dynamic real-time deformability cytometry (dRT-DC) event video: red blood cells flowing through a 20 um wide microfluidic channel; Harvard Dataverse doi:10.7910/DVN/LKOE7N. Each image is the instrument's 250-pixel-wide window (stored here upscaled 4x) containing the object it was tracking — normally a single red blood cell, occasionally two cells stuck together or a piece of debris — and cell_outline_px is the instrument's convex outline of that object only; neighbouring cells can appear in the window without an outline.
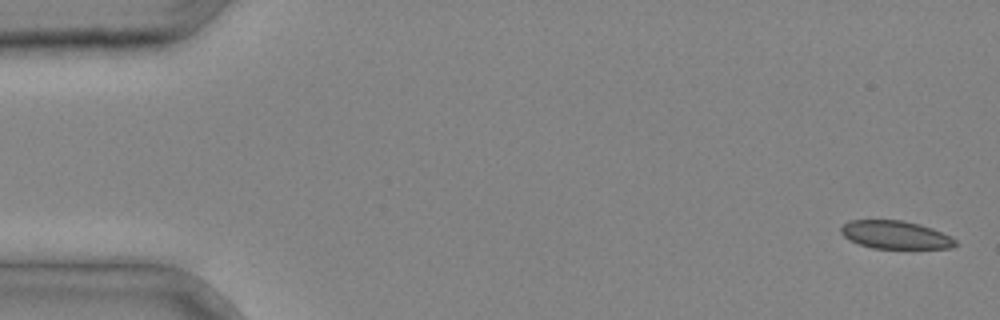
{"species": "common noctule bat (a hibernating species)", "species_latin": "Nyctalus noctula", "temperature_condition": "cold", "stored_images_in_passage": 37, "camera_frame_rate_fps": 3000, "um_per_image_px": 0.085, "animal": {"sex": "male", "body_mass_g": 20.4}, "frame": {"image": 1, "passage_image": 1, "time_ms": 0.0, "image_size_px": [1000, 320], "cell_outline_px": [[956, 244], [952, 248], [872, 248], [848, 240], [840, 232], [840, 228], [848, 220], [904, 220], [920, 224], [932, 228], [952, 236], [956, 240]], "centroid_in_image_um": [76.1, 19.95], "position_along_channel_um": 8.9, "area_um2": 18.79}}
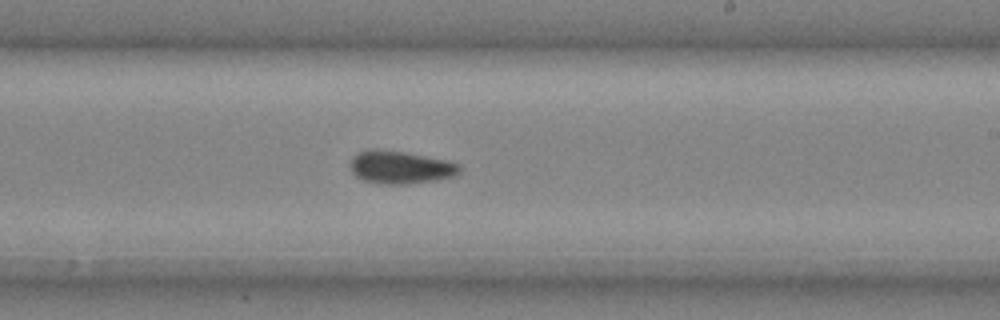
{"frame": {"image": 2, "passage_image": 23, "time_ms": 7.333, "image_size_px": [1000, 320], "cell_outline_px": [[460, 172], [456, 176], [436, 180], [404, 184], [380, 184], [364, 180], [356, 176], [352, 172], [348, 164], [352, 156], [356, 152], [368, 148], [376, 148], [404, 152], [448, 160], [460, 164]], "centroid_in_image_um": [33.99, 14.2], "position_along_channel_um": 255.0, "area_um2": 21.33}}
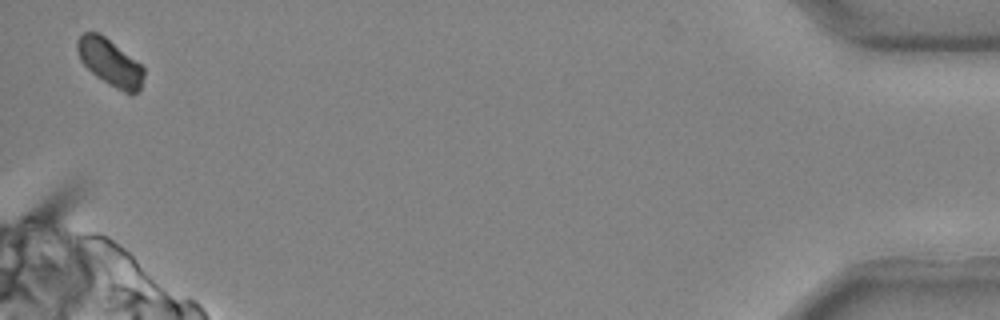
{"frame": {"image": 3, "passage_image": 37, "time_ms": 12.0, "image_size_px": [1000, 320], "cell_outline_px": [[144, 76], [140, 88], [132, 96], [128, 96], [108, 84], [96, 76], [80, 60], [76, 48], [76, 40], [84, 32], [96, 32], [104, 36], [140, 64], [144, 68]], "centroid_in_image_um": [9.35, 5.35], "position_along_channel_um": 425.9, "area_um2": 18.09}}